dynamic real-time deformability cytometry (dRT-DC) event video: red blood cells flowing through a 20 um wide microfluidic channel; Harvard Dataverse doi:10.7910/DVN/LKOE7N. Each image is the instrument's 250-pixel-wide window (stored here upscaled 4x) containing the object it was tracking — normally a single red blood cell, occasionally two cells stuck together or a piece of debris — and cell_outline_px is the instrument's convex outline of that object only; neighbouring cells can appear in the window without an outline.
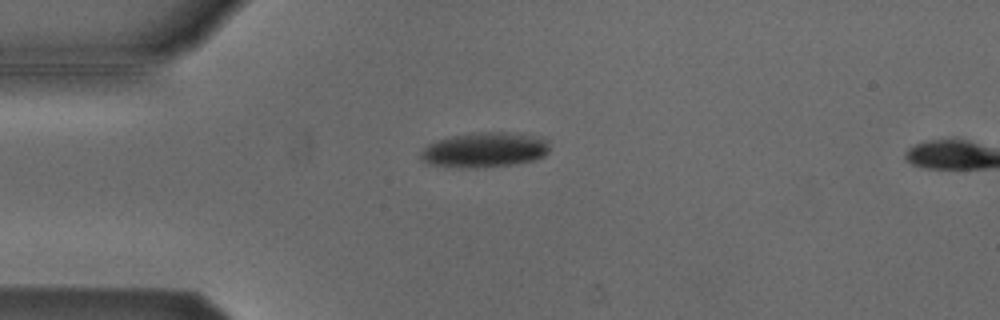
{"species": "Egyptian fruit bat (a non-hibernating species)", "species_latin": "Rousettus aegyptiacus", "temperature_condition": "cold", "stored_images_in_passage": 6, "camera_frame_rate_fps": 3000, "um_per_image_px": 0.085, "animal": {"sex": "male"}, "frame": {"image": 1, "passage_image": 4, "time_ms": 1.0, "image_size_px": [1000, 320], "cell_outline_px": [[548, 152], [544, 156], [532, 160], [512, 164], [476, 168], [460, 168], [428, 164], [420, 156], [420, 152], [428, 144], [452, 136], [472, 132], [508, 132], [540, 136], [548, 140]], "centroid_in_image_um": [41.2, 12.73], "position_along_channel_um": 43.8, "area_um2": 26.3}}
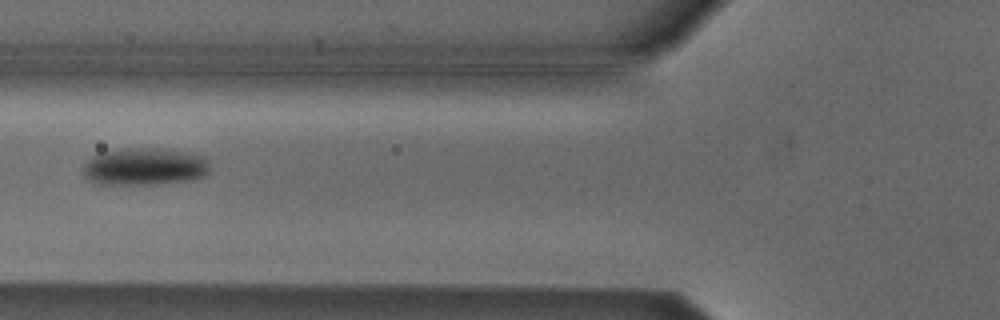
{"frame": {"image": 2, "passage_image": 6, "time_ms": 1.667, "image_size_px": [1000, 320], "cell_outline_px": [[208, 172], [204, 176], [192, 180], [148, 184], [100, 184], [88, 180], [84, 176], [80, 168], [92, 156], [100, 152], [124, 148], [160, 148], [188, 152], [204, 156], [208, 160]], "centroid_in_image_um": [12.26, 14.15], "position_along_channel_um": 113.5, "area_um2": 27.86}}